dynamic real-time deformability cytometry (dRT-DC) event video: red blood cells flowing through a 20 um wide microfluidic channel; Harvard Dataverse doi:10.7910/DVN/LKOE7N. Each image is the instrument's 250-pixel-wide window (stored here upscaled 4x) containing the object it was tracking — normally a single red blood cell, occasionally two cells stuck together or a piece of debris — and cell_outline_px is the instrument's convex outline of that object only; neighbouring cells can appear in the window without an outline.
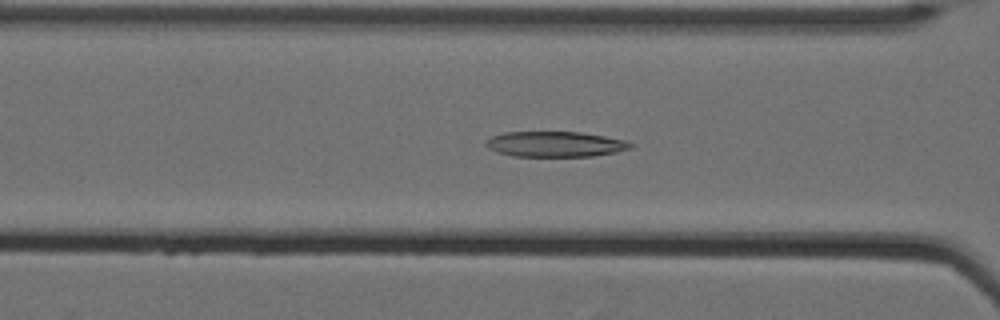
{"species": "Egyptian fruit bat (a non-hibernating species)", "species_latin": "Rousettus aegyptiacus", "temperature_condition": "cold", "stored_images_in_passage": 62, "camera_frame_rate_fps": 3000, "um_per_image_px": 0.085, "animal": {"sex": "female"}, "frame": {"image": 1, "passage_image": 30, "time_ms": 9.667, "image_size_px": [1000, 320], "cell_outline_px": [[632, 148], [616, 152], [592, 156], [512, 156], [496, 152], [488, 148], [484, 144], [492, 136], [504, 132], [580, 132], [604, 136], [624, 140], [632, 144]], "centroid_in_image_um": [47.16, 12.25], "position_along_channel_um": 119.4, "area_um2": 21.33}}
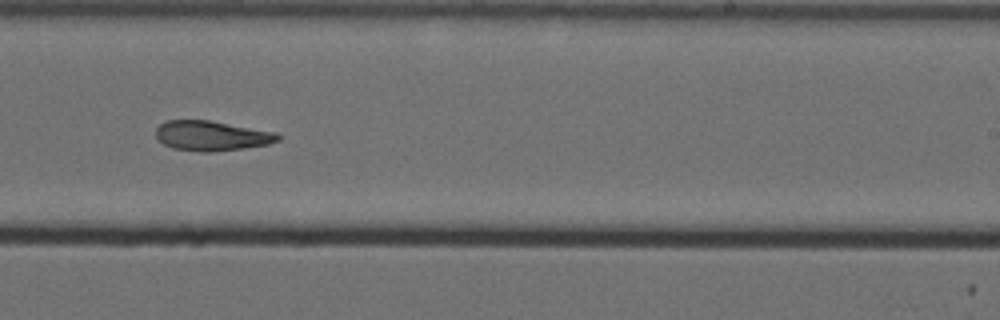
{"frame": {"image": 2, "passage_image": 43, "time_ms": 14.0, "image_size_px": [1000, 320], "cell_outline_px": [[280, 140], [268, 144], [212, 152], [204, 152], [172, 148], [164, 144], [156, 136], [156, 128], [164, 120], [208, 120], [276, 132], [280, 136]], "centroid_in_image_um": [17.97, 11.53], "position_along_channel_um": 271.0, "area_um2": 21.1}}
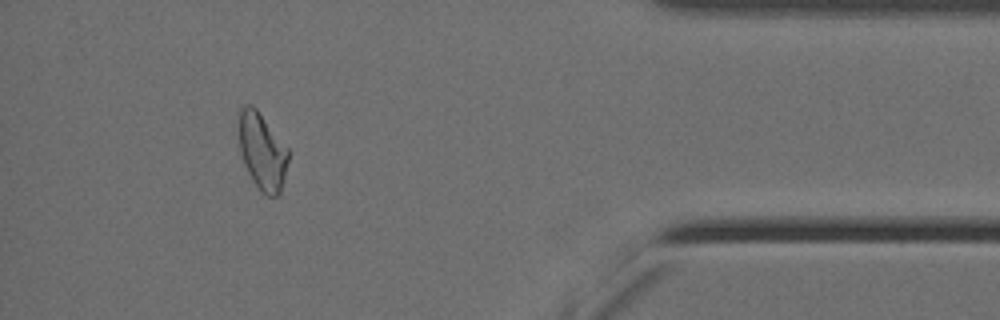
{"frame": {"image": 3, "passage_image": 58, "time_ms": 19.0, "image_size_px": [1000, 320], "cell_outline_px": [[288, 160], [284, 180], [280, 196], [268, 196], [260, 192], [252, 180], [244, 164], [240, 152], [240, 108], [244, 104], [252, 104], [256, 108], [288, 148]], "centroid_in_image_um": [22.3, 12.9], "position_along_channel_um": 412.9, "area_um2": 22.08}, "authors_computed_cell_mechanics": {"area_um2": 23.0333, "velocity_mm_per_s": 3.4967, "shape_relaxation_time_tau1_ms": null, "shape_relaxation_time_tau2_ms": 3.5172, "deformation_change_tau1": null, "deformation_change_tau2": 0.1088}}